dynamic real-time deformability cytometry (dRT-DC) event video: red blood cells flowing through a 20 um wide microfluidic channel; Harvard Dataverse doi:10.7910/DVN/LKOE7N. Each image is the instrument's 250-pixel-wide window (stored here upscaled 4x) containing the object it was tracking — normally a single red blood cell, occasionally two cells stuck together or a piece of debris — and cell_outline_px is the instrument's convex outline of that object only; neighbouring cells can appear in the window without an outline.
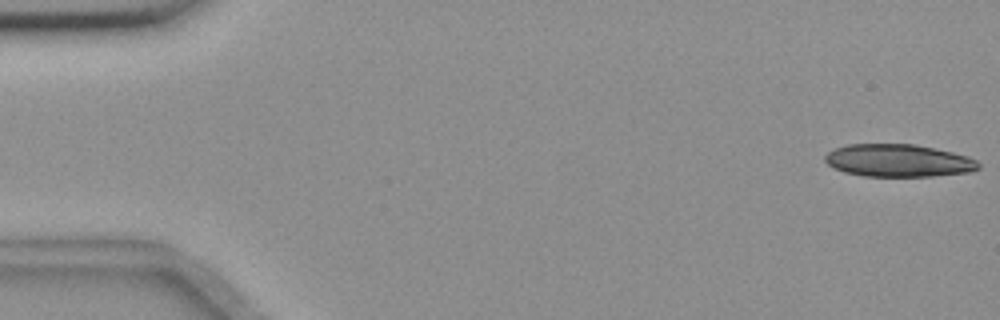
{"species": "common noctule bat (a hibernating species)", "species_latin": "Nyctalus noctula", "temperature_condition": "room temperature", "stored_images_in_passage": 26, "camera_frame_rate_fps": 3000, "um_per_image_px": 0.085, "animal": {"sex": "female", "body_mass_g": 18.4}, "frame": {"image": 1, "passage_image": 1, "time_ms": 0.0, "image_size_px": [1000, 320], "cell_outline_px": [[980, 168], [968, 172], [932, 176], [864, 176], [844, 172], [832, 168], [824, 160], [824, 156], [828, 152], [836, 148], [848, 144], [912, 144], [936, 148], [968, 156], [976, 160], [980, 164]], "centroid_in_image_um": [76.35, 13.65], "position_along_channel_um": 8.7, "area_um2": 29.19}}